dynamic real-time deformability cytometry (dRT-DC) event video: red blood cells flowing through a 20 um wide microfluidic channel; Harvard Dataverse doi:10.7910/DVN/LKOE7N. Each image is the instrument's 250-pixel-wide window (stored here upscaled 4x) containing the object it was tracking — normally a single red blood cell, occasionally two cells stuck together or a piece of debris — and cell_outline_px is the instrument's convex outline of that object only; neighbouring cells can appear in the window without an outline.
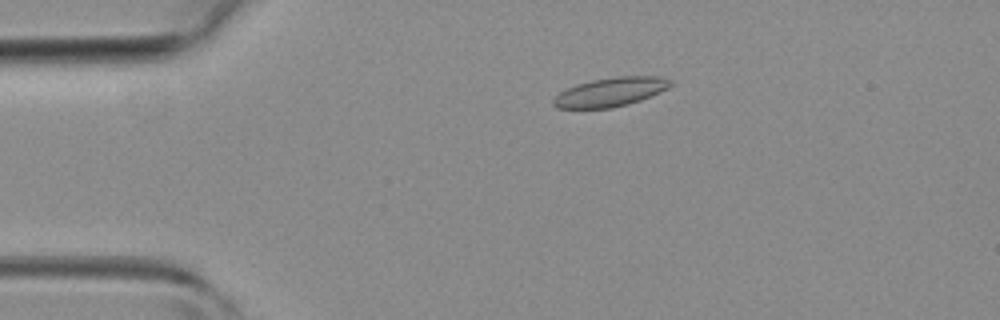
{"species": "common noctule bat (a hibernating species)", "species_latin": "Nyctalus noctula", "temperature_condition": "room temperature", "stored_images_in_passage": 38, "camera_frame_rate_fps": 3000, "um_per_image_px": 0.085, "animal": {"sex": "female", "body_mass_g": 19.3, "forearm_length_mm": 54.1}, "frame": {"image": 1, "passage_image": 3, "time_ms": 0.667, "image_size_px": [1000, 320], "cell_outline_px": [[672, 84], [668, 88], [660, 92], [640, 100], [628, 104], [612, 108], [556, 108], [552, 104], [552, 100], [560, 92], [576, 84], [592, 80], [616, 76], [656, 76], [672, 80]], "centroid_in_image_um": [51.89, 7.82], "position_along_channel_um": 33.1, "area_um2": 19.71}}
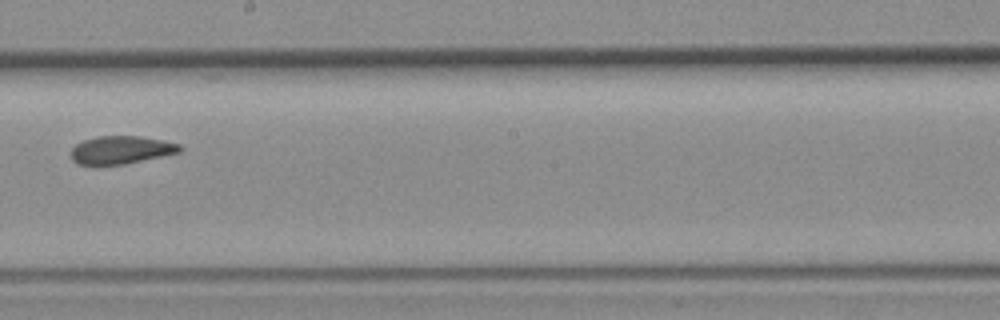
{"frame": {"image": 2, "passage_image": 19, "time_ms": 6.0, "image_size_px": [1000, 320], "cell_outline_px": [[184, 148], [180, 152], [124, 164], [76, 164], [72, 160], [72, 148], [76, 144], [84, 140], [100, 136], [140, 136], [180, 144]], "centroid_in_image_um": [10.3, 12.74], "position_along_channel_um": 237.9, "area_um2": 17.46}}
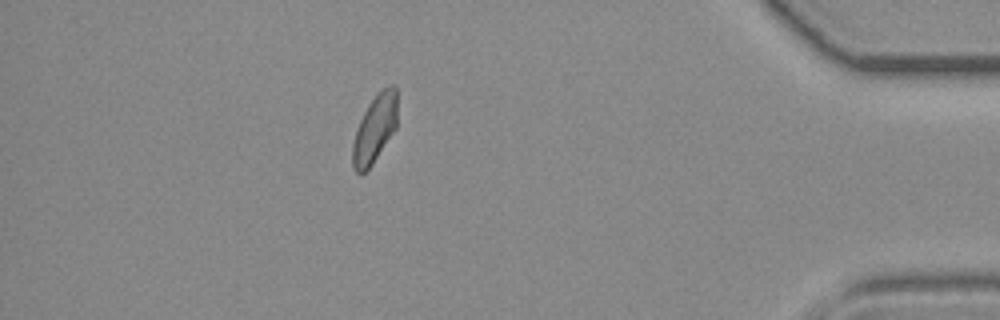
{"frame": {"image": 3, "passage_image": 33, "time_ms": 10.667, "image_size_px": [1000, 320], "cell_outline_px": [[396, 128], [372, 164], [360, 176], [352, 168], [352, 144], [360, 120], [368, 104], [388, 84], [396, 84]], "centroid_in_image_um": [31.84, 10.97], "position_along_channel_um": 403.4, "area_um2": 17.46}}